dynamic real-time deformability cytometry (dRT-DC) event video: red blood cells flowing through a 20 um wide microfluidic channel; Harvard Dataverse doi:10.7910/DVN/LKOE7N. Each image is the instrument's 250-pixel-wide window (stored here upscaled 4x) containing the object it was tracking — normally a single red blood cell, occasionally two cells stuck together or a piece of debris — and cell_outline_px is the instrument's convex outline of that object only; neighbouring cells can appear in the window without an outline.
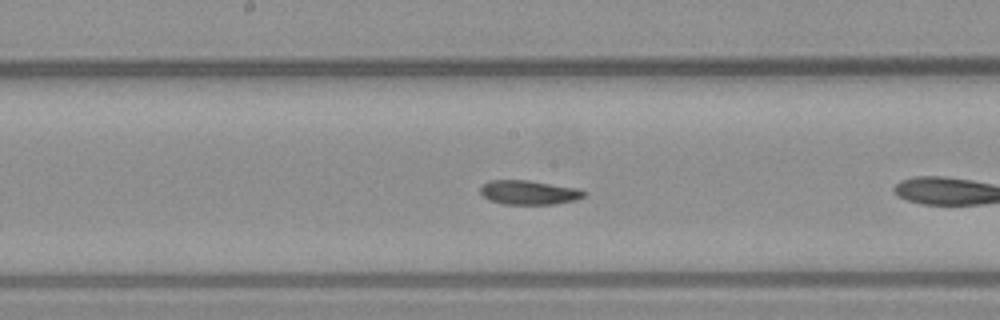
{"species": "common noctule bat (a hibernating species)", "species_latin": "Nyctalus noctula", "temperature_condition": "warm", "stored_images_in_passage": 18, "camera_frame_rate_fps": 3000, "um_per_image_px": 0.085, "animal": {"sex": "male", "body_mass_g": 23.1, "forearm_length_mm": 52.7}, "frame": {"image": 1, "passage_image": 13, "time_ms": 4.0, "image_size_px": [1000, 320], "cell_outline_px": [[588, 192], [584, 196], [576, 200], [552, 204], [504, 204], [488, 200], [480, 192], [480, 184], [488, 180], [528, 180], [580, 188]], "centroid_in_image_um": [44.95, 16.35], "position_along_channel_um": 203.2, "area_um2": 14.85}}
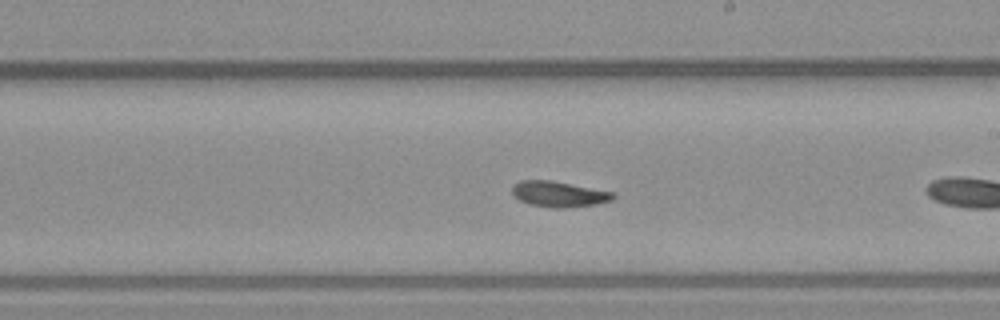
{"frame": {"image": 2, "passage_image": 16, "time_ms": 5.0, "image_size_px": [1000, 320], "cell_outline_px": [[616, 196], [612, 200], [596, 204], [564, 208], [552, 208], [528, 204], [512, 196], [512, 188], [520, 180], [552, 180], [612, 192]], "centroid_in_image_um": [47.47, 16.5], "position_along_channel_um": 241.5, "area_um2": 15.09}}